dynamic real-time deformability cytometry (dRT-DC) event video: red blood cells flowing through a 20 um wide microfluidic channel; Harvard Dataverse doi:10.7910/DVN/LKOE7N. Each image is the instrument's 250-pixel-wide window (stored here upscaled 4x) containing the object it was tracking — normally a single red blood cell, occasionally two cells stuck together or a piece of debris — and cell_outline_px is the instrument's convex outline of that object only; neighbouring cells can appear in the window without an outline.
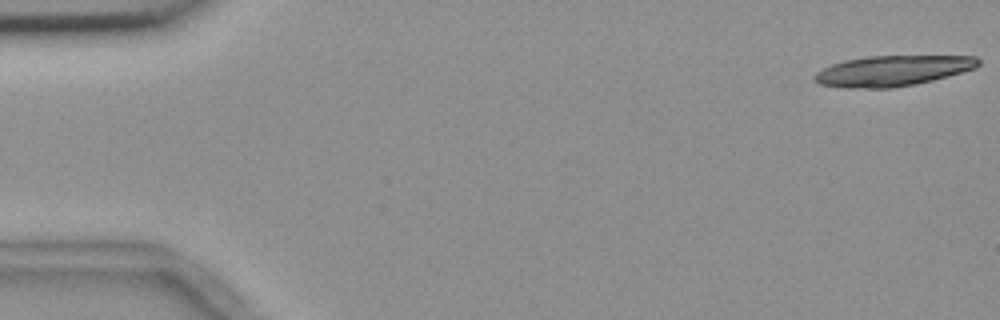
{"species": "common noctule bat (a hibernating species)", "species_latin": "Nyctalus noctula", "temperature_condition": "room temperature", "stored_images_in_passage": 9, "camera_frame_rate_fps": 3000, "um_per_image_px": 0.085, "animal": {"sex": "female", "body_mass_g": 18.4}, "frame": {"image": 1, "passage_image": 1, "time_ms": 0.0, "image_size_px": [1000, 320], "cell_outline_px": [[980, 64], [976, 68], [948, 76], [932, 80], [892, 88], [844, 88], [820, 84], [812, 80], [812, 76], [816, 72], [832, 64], [844, 60], [868, 56], [976, 56], [980, 60]], "centroid_in_image_um": [75.84, 6.01], "position_along_channel_um": 9.2, "area_um2": 29.13}}